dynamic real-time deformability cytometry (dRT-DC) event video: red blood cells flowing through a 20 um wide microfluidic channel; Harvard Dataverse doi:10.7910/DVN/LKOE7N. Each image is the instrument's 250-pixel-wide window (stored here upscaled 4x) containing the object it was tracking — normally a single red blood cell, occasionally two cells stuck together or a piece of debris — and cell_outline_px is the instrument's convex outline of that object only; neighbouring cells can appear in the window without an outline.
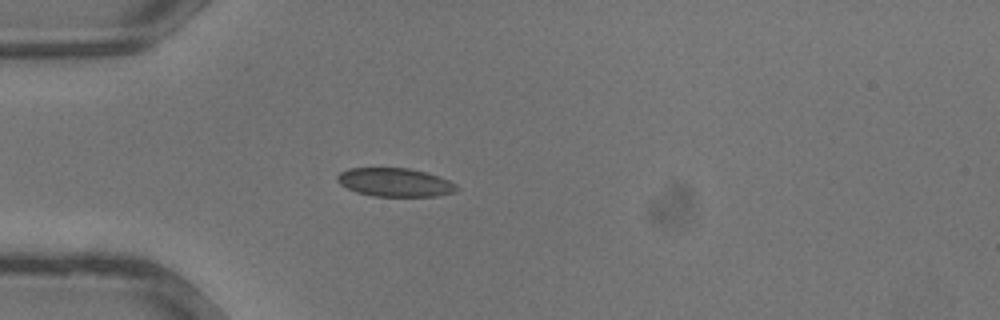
{"species": "common noctule bat (a hibernating species)", "species_latin": "Nyctalus noctula", "temperature_condition": "warm", "stored_images_in_passage": 24, "camera_frame_rate_fps": 3000, "um_per_image_px": 0.085, "animal": {"sex": "male", "body_mass_g": 13.3}, "frame": {"image": 1, "passage_image": 5, "time_ms": 1.333, "image_size_px": [1000, 320], "cell_outline_px": [[460, 188], [456, 192], [436, 196], [372, 196], [356, 192], [340, 184], [336, 180], [336, 176], [340, 172], [348, 168], [408, 168], [424, 172], [448, 180], [456, 184]], "centroid_in_image_um": [33.56, 15.5], "position_along_channel_um": 51.4, "area_um2": 19.83}}
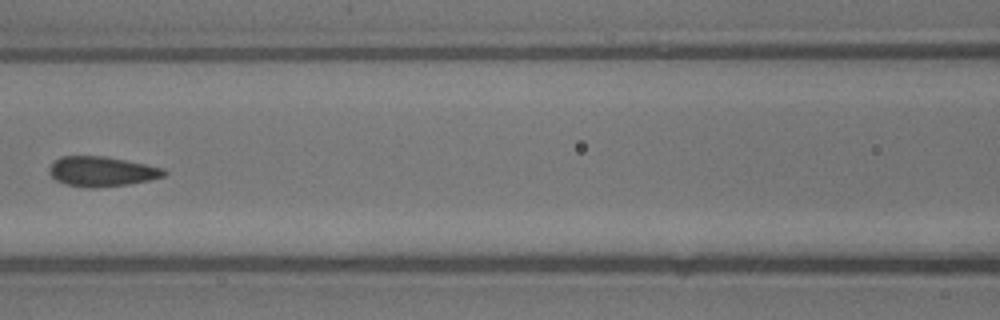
{"frame": {"image": 2, "passage_image": 11, "time_ms": 3.333, "image_size_px": [1000, 320], "cell_outline_px": [[168, 172], [164, 176], [148, 180], [128, 184], [96, 188], [84, 188], [64, 184], [56, 180], [48, 172], [48, 168], [60, 156], [104, 156], [164, 168]], "centroid_in_image_um": [8.62, 14.58], "position_along_channel_um": 158.0, "area_um2": 20.0}}
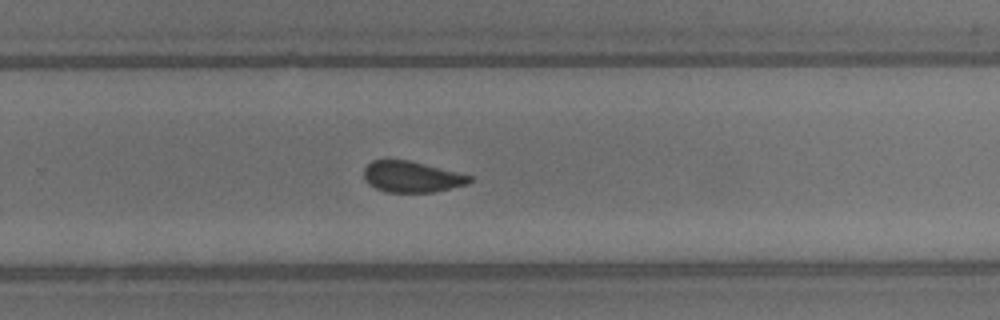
{"frame": {"image": 3, "passage_image": 18, "time_ms": 5.667, "image_size_px": [1000, 320], "cell_outline_px": [[472, 180], [468, 184], [452, 188], [432, 192], [384, 192], [368, 184], [364, 180], [364, 168], [372, 160], [408, 160], [472, 176]], "centroid_in_image_um": [34.97, 15.04], "position_along_channel_um": 294.8, "area_um2": 19.02}}